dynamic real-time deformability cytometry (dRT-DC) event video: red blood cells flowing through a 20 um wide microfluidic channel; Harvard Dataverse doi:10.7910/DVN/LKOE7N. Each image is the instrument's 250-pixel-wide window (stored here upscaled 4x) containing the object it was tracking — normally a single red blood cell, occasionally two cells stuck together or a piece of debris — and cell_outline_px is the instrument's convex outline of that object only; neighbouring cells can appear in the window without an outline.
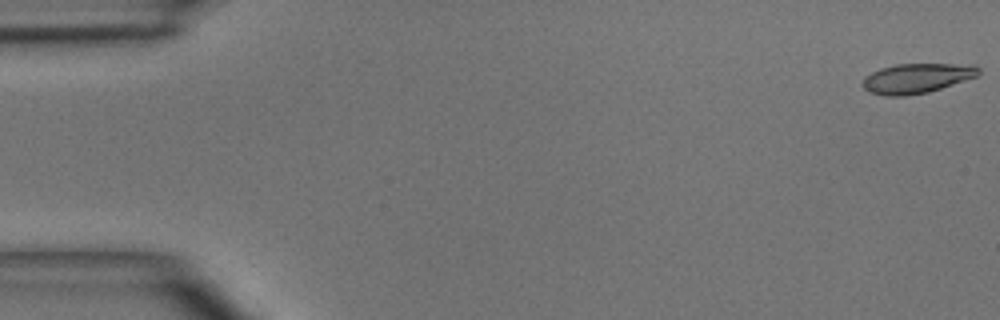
{"species": "common noctule bat (a hibernating species)", "species_latin": "Nyctalus noctula", "temperature_condition": "room temperature", "stored_images_in_passage": 6, "camera_frame_rate_fps": 3000, "um_per_image_px": 0.085, "animal": {"sex": "male", "body_mass_g": 15.6}, "frame": {"image": 1, "passage_image": 1, "time_ms": 0.0, "image_size_px": [1000, 320], "cell_outline_px": [[980, 72], [976, 76], [928, 92], [904, 96], [888, 96], [868, 92], [860, 84], [864, 76], [880, 68], [896, 64], [976, 64], [980, 68]], "centroid_in_image_um": [77.88, 6.64], "position_along_channel_um": 7.1, "area_um2": 20.17}}
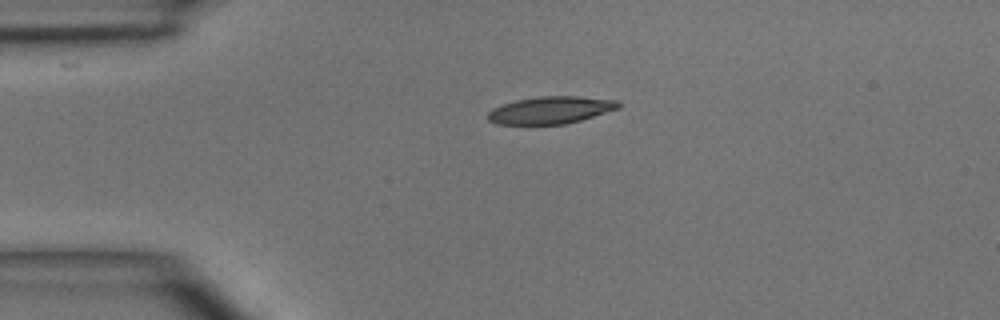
{"frame": {"image": 2, "passage_image": 4, "time_ms": 3.333, "image_size_px": [1000, 320], "cell_outline_px": [[620, 108], [580, 120], [564, 124], [496, 124], [488, 120], [488, 112], [492, 108], [516, 100], [540, 96], [580, 96], [620, 100]], "centroid_in_image_um": [46.83, 9.35], "position_along_channel_um": 38.2, "area_um2": 20.75}}